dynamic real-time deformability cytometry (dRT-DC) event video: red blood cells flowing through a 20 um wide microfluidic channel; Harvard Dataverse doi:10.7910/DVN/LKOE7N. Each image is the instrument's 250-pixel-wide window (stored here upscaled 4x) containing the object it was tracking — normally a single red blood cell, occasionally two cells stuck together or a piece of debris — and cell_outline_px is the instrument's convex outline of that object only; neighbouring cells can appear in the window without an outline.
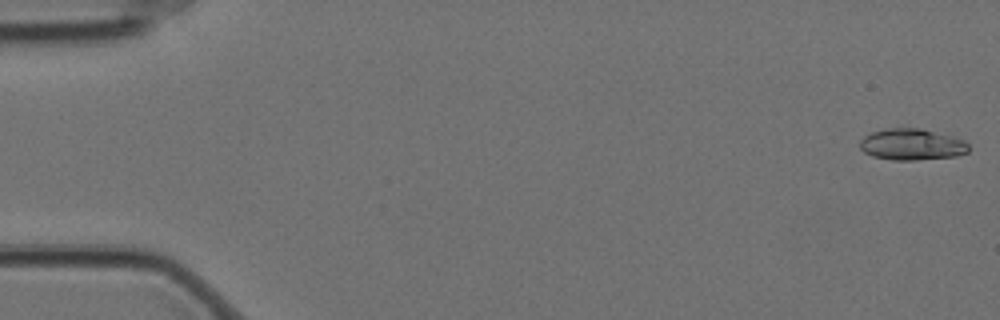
{"species": "Egyptian fruit bat (a non-hibernating species)", "species_latin": "Rousettus aegyptiacus", "temperature_condition": "cold", "stored_images_in_passage": 10, "camera_frame_rate_fps": 3000, "um_per_image_px": 0.085, "animal": {"sex": "female"}, "frame": {"image": 1, "passage_image": 1, "time_ms": 0.0, "image_size_px": [1000, 320], "cell_outline_px": [[968, 152], [956, 156], [916, 160], [892, 160], [872, 156], [864, 152], [860, 148], [860, 140], [864, 136], [872, 132], [888, 128], [920, 128], [952, 136], [964, 140], [968, 144]], "centroid_in_image_um": [77.49, 12.28], "position_along_channel_um": 7.5, "area_um2": 19.88}}
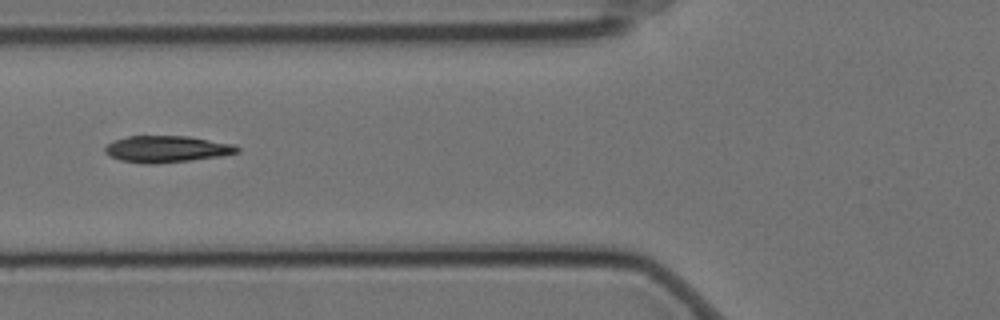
{"frame": {"image": 2, "passage_image": 7, "time_ms": 2.0, "image_size_px": [1000, 320], "cell_outline_px": [[240, 152], [220, 156], [156, 164], [144, 164], [120, 160], [104, 152], [104, 148], [112, 140], [128, 136], [188, 136], [232, 144], [240, 148]], "centroid_in_image_um": [14.14, 12.67], "position_along_channel_um": 111.7, "area_um2": 20.4}}
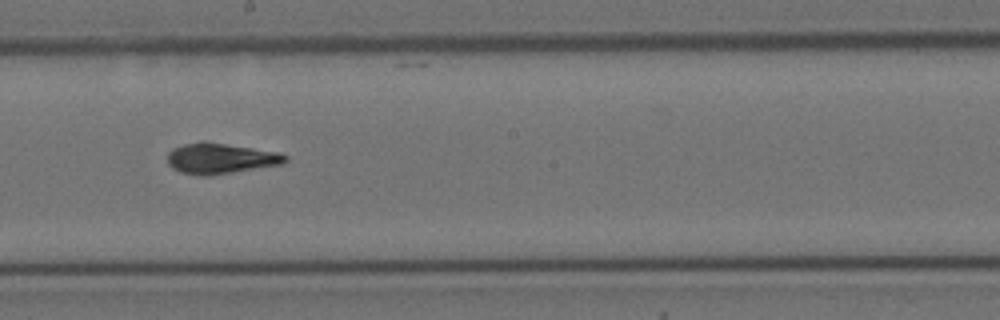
{"frame": {"image": 3, "passage_image": 10, "time_ms": 3.0, "image_size_px": [1000, 320], "cell_outline_px": [[288, 160], [284, 164], [208, 176], [200, 176], [180, 172], [172, 168], [168, 164], [168, 152], [172, 148], [184, 144], [204, 140], [208, 140], [276, 152], [288, 156]], "centroid_in_image_um": [18.73, 13.46], "position_along_channel_um": 229.5, "area_um2": 21.33}}